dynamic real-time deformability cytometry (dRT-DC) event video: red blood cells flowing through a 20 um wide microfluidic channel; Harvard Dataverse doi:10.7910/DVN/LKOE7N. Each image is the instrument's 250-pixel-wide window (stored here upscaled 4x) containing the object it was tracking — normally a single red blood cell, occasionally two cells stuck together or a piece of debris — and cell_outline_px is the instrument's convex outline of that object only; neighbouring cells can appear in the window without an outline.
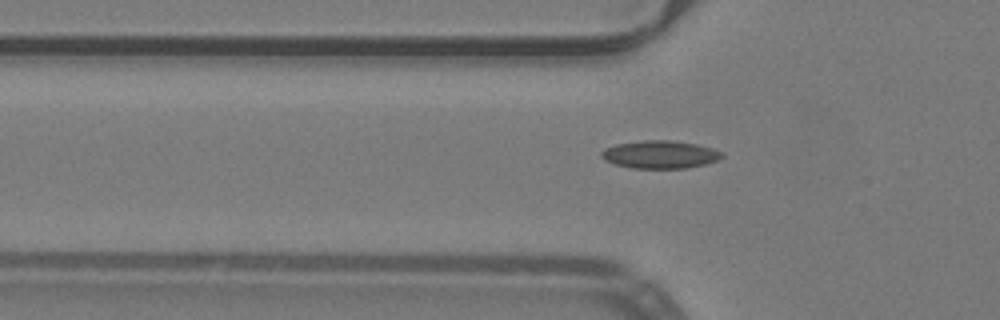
{"species": "common noctule bat (a hibernating species)", "species_latin": "Nyctalus noctula", "temperature_condition": "warm", "stored_images_in_passage": 36, "camera_frame_rate_fps": 3000, "um_per_image_px": 0.085, "animal": {"sex": "male", "body_mass_g": 19.2, "forearm_length_mm": 51.8}, "frame": {"image": 1, "passage_image": 2, "time_ms": 0.333, "image_size_px": [1000, 320], "cell_outline_px": [[724, 156], [716, 160], [704, 164], [688, 168], [632, 168], [616, 164], [604, 160], [600, 156], [600, 152], [604, 148], [616, 144], [644, 140], [672, 140], [696, 144], [712, 148], [724, 152]], "centroid_in_image_um": [56.09, 13.13], "position_along_channel_um": 69.7, "area_um2": 19.59}}
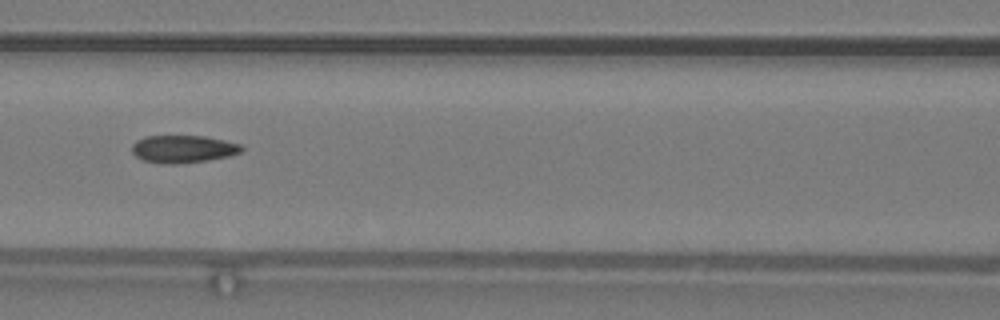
{"frame": {"image": 2, "passage_image": 8, "time_ms": 2.333, "image_size_px": [1000, 320], "cell_outline_px": [[244, 148], [240, 152], [228, 156], [208, 160], [176, 164], [164, 164], [144, 160], [136, 156], [132, 152], [132, 144], [136, 140], [144, 136], [204, 136], [224, 140], [240, 144]], "centroid_in_image_um": [15.54, 12.66], "position_along_channel_um": 151.1, "area_um2": 17.57}}
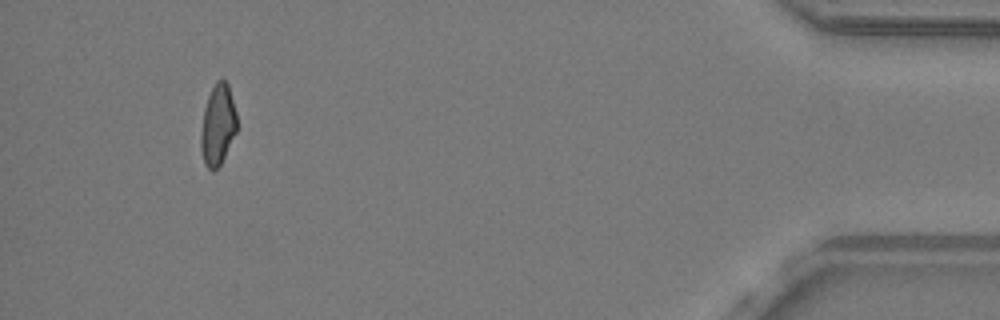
{"frame": {"image": 3, "passage_image": 33, "time_ms": 10.667, "image_size_px": [1000, 320], "cell_outline_px": [[236, 132], [220, 164], [212, 172], [204, 164], [200, 148], [200, 132], [204, 108], [208, 96], [216, 80], [224, 80], [228, 84], [236, 112]], "centroid_in_image_um": [18.49, 10.62], "position_along_channel_um": 416.7, "area_um2": 16.88}, "authors_computed_cell_mechanics": {"area_um2": 17.6579, "velocity_mm_per_s": 4.0216, "shape_relaxation_time_tau1_ms": null, "shape_relaxation_time_tau2_ms": 1.732, "deformation_change_tau1": null, "deformation_change_tau2": 0.0816}}